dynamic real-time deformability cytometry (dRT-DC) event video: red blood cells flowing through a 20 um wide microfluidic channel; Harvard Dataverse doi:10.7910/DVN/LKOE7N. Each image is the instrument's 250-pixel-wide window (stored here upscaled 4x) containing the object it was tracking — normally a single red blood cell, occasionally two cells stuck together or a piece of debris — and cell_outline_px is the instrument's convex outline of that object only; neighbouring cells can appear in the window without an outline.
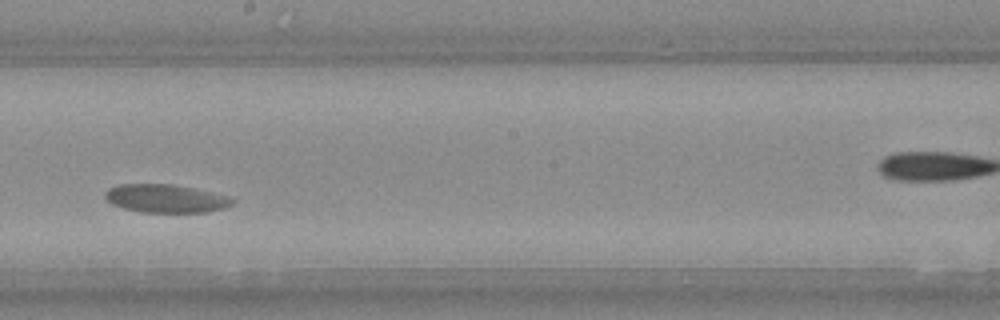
{"species": "Egyptian fruit bat (a non-hibernating species)", "species_latin": "Rousettus aegyptiacus", "temperature_condition": "warm", "stored_images_in_passage": 27, "camera_frame_rate_fps": 3000, "um_per_image_px": 0.085, "animal": {"sex": "female"}, "frame": {"image": 1, "passage_image": 12, "time_ms": 3.667, "image_size_px": [1000, 320], "cell_outline_px": [[236, 200], [232, 204], [224, 208], [208, 212], [140, 212], [124, 208], [112, 204], [104, 196], [104, 192], [108, 188], [120, 184], [168, 184], [192, 188], [224, 196]], "centroid_in_image_um": [14.03, 16.88], "position_along_channel_um": 234.2, "area_um2": 20.63}}